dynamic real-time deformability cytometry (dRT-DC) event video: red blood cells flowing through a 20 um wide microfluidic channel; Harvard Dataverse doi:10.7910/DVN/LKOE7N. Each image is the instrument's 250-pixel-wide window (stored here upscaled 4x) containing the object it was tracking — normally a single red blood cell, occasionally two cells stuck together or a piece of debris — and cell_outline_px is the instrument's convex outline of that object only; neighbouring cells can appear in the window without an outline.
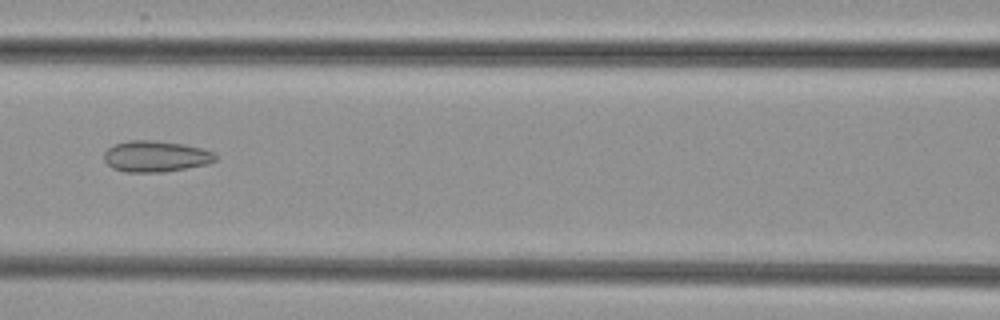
{"species": "common noctule bat (a hibernating species)", "species_latin": "Nyctalus noctula", "temperature_condition": "cold", "stored_images_in_passage": 7, "camera_frame_rate_fps": 3000, "um_per_image_px": 0.085, "animal": {"sex": "female", "body_mass_g": 29.2, "forearm_length_mm": 56.3}, "frame": {"image": 1, "passage_image": 7, "time_ms": 7.667, "image_size_px": [1000, 320], "cell_outline_px": [[216, 160], [208, 164], [160, 172], [124, 172], [112, 168], [104, 160], [104, 152], [108, 148], [116, 144], [128, 140], [152, 140], [184, 144], [216, 152]], "centroid_in_image_um": [13.23, 13.28], "position_along_channel_um": 153.4, "area_um2": 20.17}}